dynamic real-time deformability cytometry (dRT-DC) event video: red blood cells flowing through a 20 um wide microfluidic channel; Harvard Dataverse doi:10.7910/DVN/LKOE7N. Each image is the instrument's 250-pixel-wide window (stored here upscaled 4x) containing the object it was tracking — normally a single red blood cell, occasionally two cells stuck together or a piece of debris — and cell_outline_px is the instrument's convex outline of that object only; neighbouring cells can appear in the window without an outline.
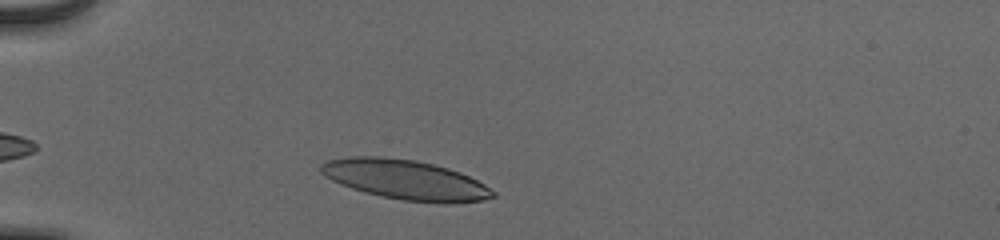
{"species": "human", "species_latin": "Homo sapiens", "temperature_condition": "cold", "stored_images_in_passage": 36, "camera_frame_rate_fps": 3000, "um_per_image_px": 0.085, "donor": {"sex": "male"}, "frame": {"image": 1, "passage_image": 4, "time_ms": 1.0, "image_size_px": [1000, 240], "cell_outline_px": [[496, 196], [484, 200], [456, 204], [440, 204], [404, 200], [380, 196], [364, 192], [340, 184], [324, 176], [320, 172], [320, 164], [328, 160], [352, 156], [380, 156], [416, 160], [448, 168], [460, 172], [484, 184], [496, 192]], "centroid_in_image_um": [34.48, 15.29], "position_along_channel_um": 50.5, "area_um2": 40.11}}
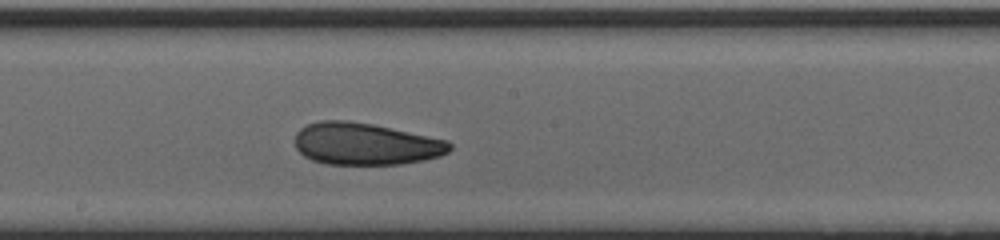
{"frame": {"image": 2, "passage_image": 19, "time_ms": 6.0, "image_size_px": [1000, 240], "cell_outline_px": [[452, 148], [448, 152], [440, 156], [424, 160], [400, 164], [328, 164], [312, 160], [304, 156], [296, 148], [296, 132], [300, 128], [308, 124], [320, 120], [344, 120], [372, 124], [448, 140], [452, 144]], "centroid_in_image_um": [31.07, 12.23], "position_along_channel_um": 217.1, "area_um2": 37.86}}
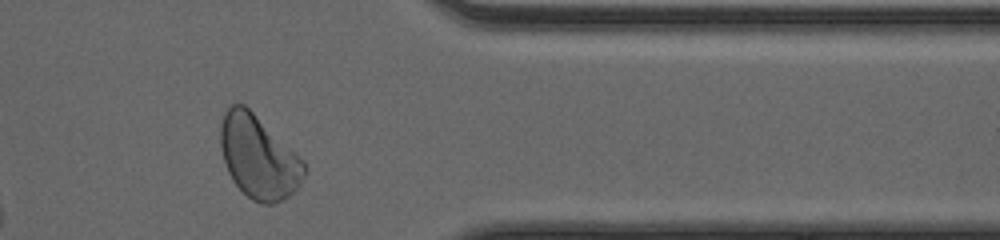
{"frame": {"image": 3, "passage_image": 33, "time_ms": 10.667, "image_size_px": [1000, 240], "cell_outline_px": [[304, 176], [300, 184], [288, 196], [272, 204], [264, 204], [252, 200], [232, 180], [228, 172], [220, 148], [220, 124], [224, 112], [232, 104], [244, 104], [304, 160]], "centroid_in_image_um": [21.95, 13.34], "position_along_channel_um": 389.4, "area_um2": 40.0}, "authors_computed_cell_mechanics": {"area_um2": 38.6682, "velocity_mm_per_s": 3.8889, "shape_relaxation_time_tau1_ms": 5.1397, "shape_relaxation_time_tau2_ms": 2.191, "deformation_change_tau1": 0.1514, "deformation_change_tau2": 0.0919}}